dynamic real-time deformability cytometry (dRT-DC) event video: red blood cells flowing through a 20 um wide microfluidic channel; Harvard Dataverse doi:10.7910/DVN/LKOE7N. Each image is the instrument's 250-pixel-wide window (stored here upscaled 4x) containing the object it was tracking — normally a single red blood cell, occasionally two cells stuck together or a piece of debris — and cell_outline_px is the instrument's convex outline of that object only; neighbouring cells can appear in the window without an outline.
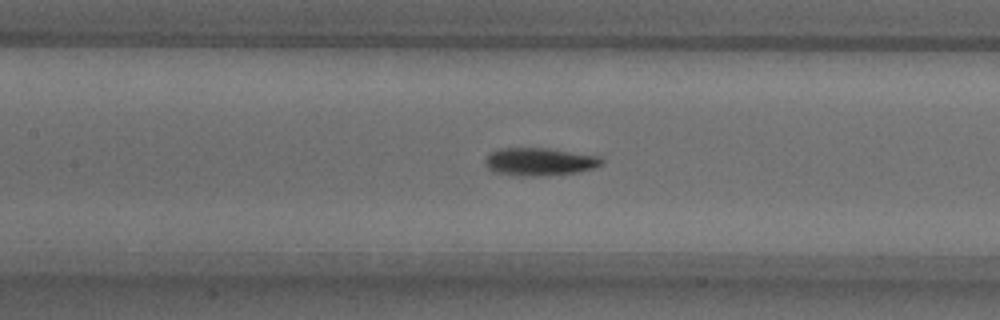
{"species": "common noctule bat (a hibernating species)", "species_latin": "Nyctalus noctula", "temperature_condition": "warm", "stored_images_in_passage": 51, "camera_frame_rate_fps": 3000, "um_per_image_px": 0.085, "animal": {"sex": "male", "body_mass_g": 18.8}, "frame": {"image": 1, "passage_image": 22, "time_ms": 7.0, "image_size_px": [1000, 320], "cell_outline_px": [[604, 164], [596, 168], [576, 172], [536, 176], [516, 176], [492, 172], [484, 164], [484, 160], [492, 152], [500, 148], [548, 148], [600, 156], [604, 160]], "centroid_in_image_um": [45.87, 13.75], "position_along_channel_um": 161.5, "area_um2": 19.07}}
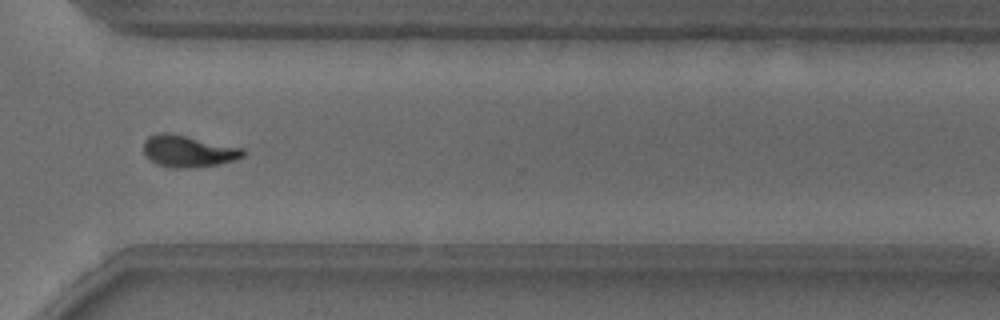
{"frame": {"image": 2, "passage_image": 37, "time_ms": 12.0, "image_size_px": [1000, 320], "cell_outline_px": [[248, 152], [244, 156], [236, 160], [220, 164], [192, 168], [176, 168], [156, 164], [144, 156], [144, 140], [148, 136], [160, 132], [168, 132], [244, 148]], "centroid_in_image_um": [16.02, 12.85], "position_along_channel_um": 354.6, "area_um2": 18.73}}
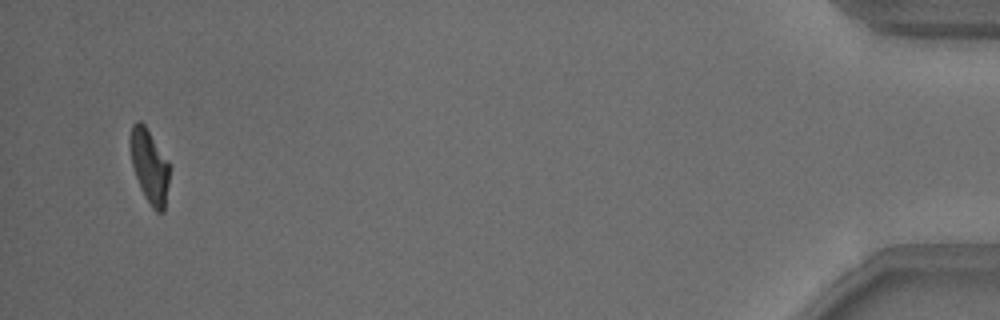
{"frame": {"image": 3, "passage_image": 49, "time_ms": 16.0, "image_size_px": [1000, 320], "cell_outline_px": [[168, 184], [164, 212], [156, 212], [152, 208], [144, 196], [140, 188], [132, 164], [128, 140], [132, 124], [136, 120], [140, 120], [144, 124], [168, 160]], "centroid_in_image_um": [12.67, 14.1], "position_along_channel_um": 422.5, "area_um2": 16.88}, "authors_computed_cell_mechanics": {"area_um2": 18.0914, "velocity_mm_per_s": 3.8694, "shape_relaxation_time_tau1_ms": 2.362, "shape_relaxation_time_tau2_ms": 2.0547, "deformation_change_tau1": 0.194, "deformation_change_tau2": 0.0833}}